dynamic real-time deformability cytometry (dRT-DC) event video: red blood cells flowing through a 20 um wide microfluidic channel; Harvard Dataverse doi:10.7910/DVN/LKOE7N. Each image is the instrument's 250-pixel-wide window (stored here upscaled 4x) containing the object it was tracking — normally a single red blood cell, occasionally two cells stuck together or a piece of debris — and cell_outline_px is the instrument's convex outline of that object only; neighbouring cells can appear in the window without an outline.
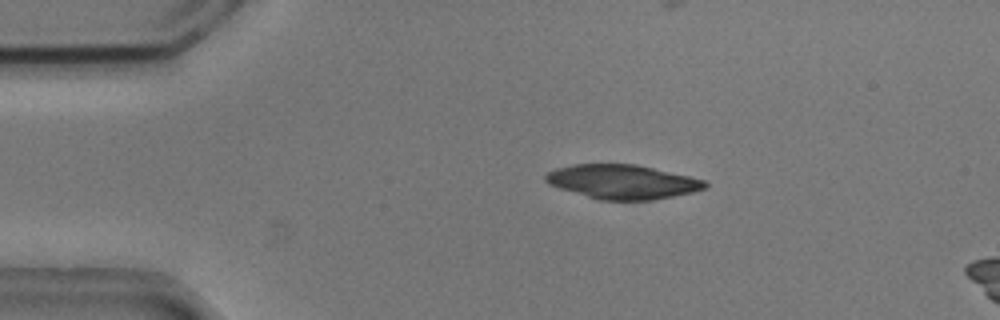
{"species": "common noctule bat (a hibernating species)", "species_latin": "Nyctalus noctula", "temperature_condition": "cold", "stored_images_in_passage": 54, "camera_frame_rate_fps": 3000, "um_per_image_px": 0.085, "animal": {"sex": "male", "body_mass_g": 20.5, "forearm_length_mm": 52.5}, "frame": {"image": 1, "passage_image": 10, "time_ms": 3.0, "image_size_px": [1000, 320], "cell_outline_px": [[708, 188], [692, 192], [652, 200], [596, 200], [548, 184], [544, 180], [544, 176], [548, 172], [556, 168], [572, 164], [636, 164], [688, 176], [704, 180], [708, 184]], "centroid_in_image_um": [52.87, 15.45], "position_along_channel_um": 32.1, "area_um2": 31.79}}